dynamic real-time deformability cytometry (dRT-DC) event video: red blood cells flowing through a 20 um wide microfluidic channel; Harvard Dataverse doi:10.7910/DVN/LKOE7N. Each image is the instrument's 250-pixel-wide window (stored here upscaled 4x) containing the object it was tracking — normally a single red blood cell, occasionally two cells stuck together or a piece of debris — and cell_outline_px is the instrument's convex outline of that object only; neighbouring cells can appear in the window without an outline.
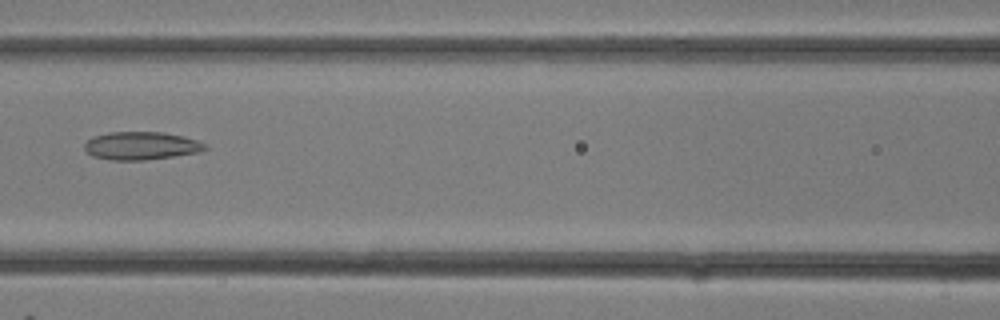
{"species": "common noctule bat (a hibernating species)", "species_latin": "Nyctalus noctula", "temperature_condition": "room temperature", "stored_images_in_passage": 27, "camera_frame_rate_fps": 3000, "um_per_image_px": 0.085, "animal": {"sex": "female"}, "frame": {"image": 1, "passage_image": 11, "time_ms": 3.333, "image_size_px": [1000, 320], "cell_outline_px": [[208, 148], [200, 152], [144, 160], [112, 160], [92, 156], [84, 148], [84, 144], [92, 136], [108, 132], [164, 132], [184, 136], [196, 140], [204, 144]], "centroid_in_image_um": [11.98, 12.38], "position_along_channel_um": 154.6, "area_um2": 19.65}}
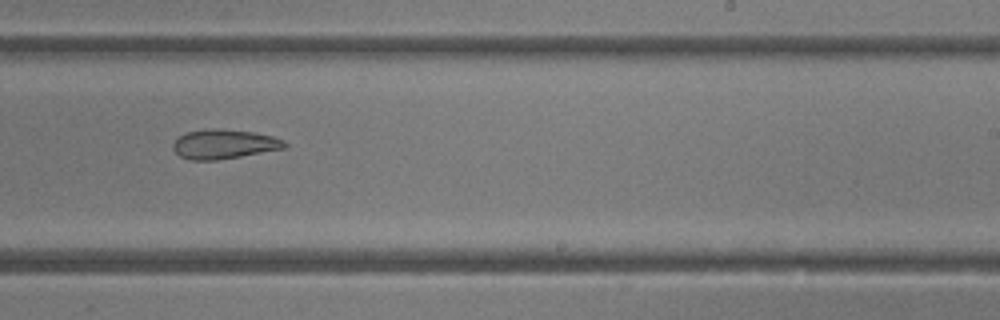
{"frame": {"image": 2, "passage_image": 16, "time_ms": 5.0, "image_size_px": [1000, 320], "cell_outline_px": [[288, 148], [216, 160], [192, 160], [180, 156], [172, 148], [172, 144], [180, 136], [188, 132], [208, 128], [216, 128], [252, 132], [272, 136], [284, 140], [288, 144]], "centroid_in_image_um": [19.07, 12.25], "position_along_channel_um": 269.9, "area_um2": 19.07}}
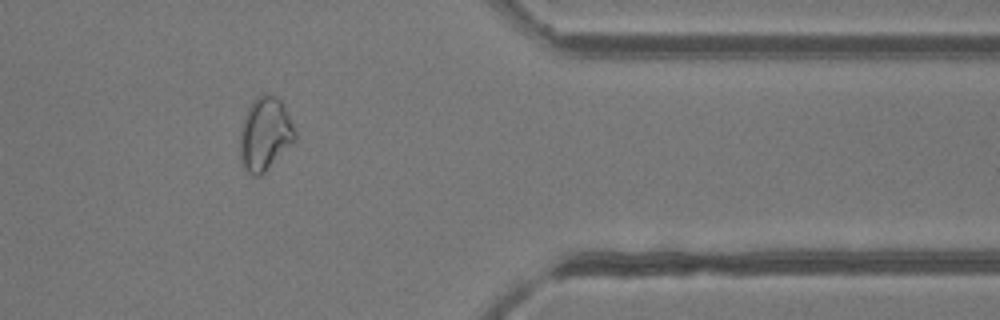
{"frame": {"image": 3, "passage_image": 22, "time_ms": 7.0, "image_size_px": [1000, 320], "cell_outline_px": [[296, 140], [260, 176], [252, 176], [244, 168], [240, 160], [240, 128], [244, 116], [252, 100], [260, 92], [268, 92], [276, 96], [284, 104], [288, 112], [296, 132]], "centroid_in_image_um": [22.52, 11.34], "position_along_channel_um": 388.9, "area_um2": 23.93}}